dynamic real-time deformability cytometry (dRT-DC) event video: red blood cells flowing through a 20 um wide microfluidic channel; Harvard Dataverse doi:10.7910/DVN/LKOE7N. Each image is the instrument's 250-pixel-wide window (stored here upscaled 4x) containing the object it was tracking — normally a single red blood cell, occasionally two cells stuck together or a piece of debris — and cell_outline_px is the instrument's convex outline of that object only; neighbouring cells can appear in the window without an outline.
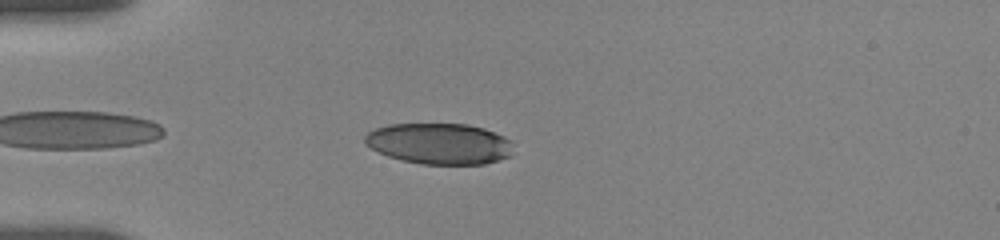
{"species": "human", "species_latin": "Homo sapiens", "temperature_condition": "room temperature", "stored_images_in_passage": 19, "camera_frame_rate_fps": 3000, "um_per_image_px": 0.085, "donor": {"sex": "female"}, "frame": {"image": 1, "passage_image": 4, "time_ms": 1.0, "image_size_px": [1000, 240], "cell_outline_px": [[512, 156], [484, 164], [420, 164], [388, 156], [364, 144], [364, 136], [368, 132], [376, 128], [388, 124], [468, 124], [484, 128], [504, 136], [512, 140]], "centroid_in_image_um": [37.37, 12.21], "position_along_channel_um": 47.6, "area_um2": 35.6}}
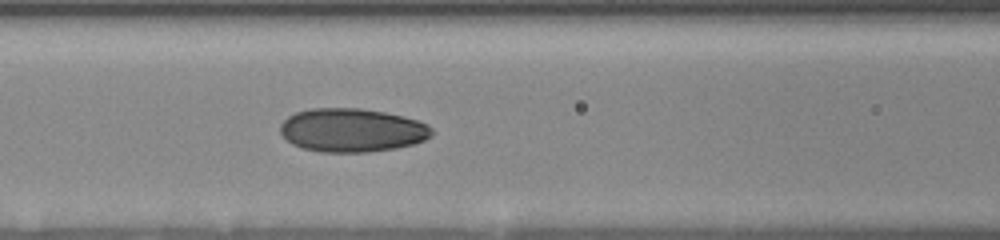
{"frame": {"image": 2, "passage_image": 13, "time_ms": 4.0, "image_size_px": [1000, 240], "cell_outline_px": [[432, 136], [424, 140], [412, 144], [396, 148], [368, 152], [320, 152], [304, 148], [292, 144], [280, 132], [280, 124], [288, 116], [296, 112], [312, 108], [360, 108], [384, 112], [404, 116], [428, 124], [432, 128]], "centroid_in_image_um": [29.92, 11.06], "position_along_channel_um": 136.7, "area_um2": 38.49}}
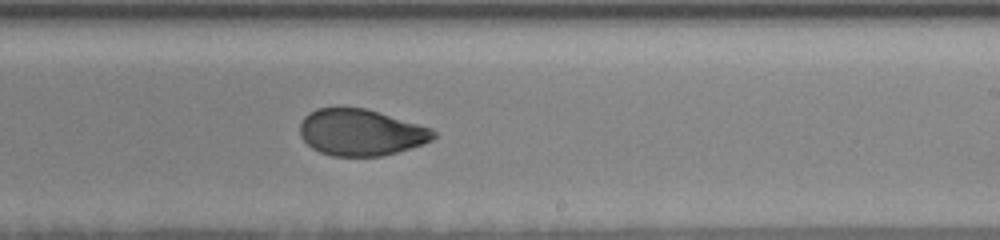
{"frame": {"image": 3, "passage_image": 19, "time_ms": 7.333, "image_size_px": [1000, 240], "cell_outline_px": [[436, 136], [432, 140], [424, 144], [396, 152], [380, 156], [332, 156], [320, 152], [312, 148], [300, 136], [300, 124], [304, 116], [308, 112], [316, 108], [364, 108], [432, 128], [436, 132]], "centroid_in_image_um": [30.66, 11.26], "position_along_channel_um": 258.3, "area_um2": 36.07}}